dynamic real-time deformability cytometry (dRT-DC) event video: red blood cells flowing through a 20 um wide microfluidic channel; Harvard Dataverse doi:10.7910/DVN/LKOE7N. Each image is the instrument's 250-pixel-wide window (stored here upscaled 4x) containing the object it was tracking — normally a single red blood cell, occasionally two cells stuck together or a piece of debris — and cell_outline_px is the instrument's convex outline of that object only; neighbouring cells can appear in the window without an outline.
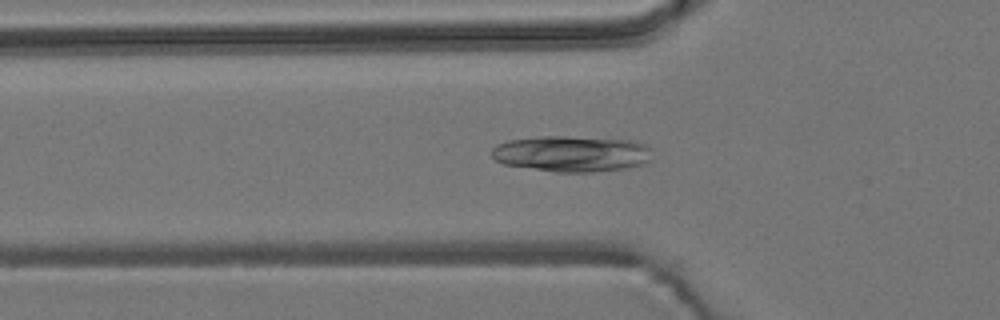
{"species": "common noctule bat (a hibernating species)", "species_latin": "Nyctalus noctula", "temperature_condition": "room temperature", "stored_images_in_passage": 37, "camera_frame_rate_fps": 3000, "um_per_image_px": 0.085, "animal": {"sex": "male", "body_mass_g": 19.2, "forearm_length_mm": 51.8}, "frame": {"image": 1, "passage_image": 2, "time_ms": 0.333, "image_size_px": [1000, 320], "cell_outline_px": [[652, 160], [644, 164], [624, 168], [592, 172], [556, 172], [504, 164], [496, 160], [492, 156], [492, 148], [496, 144], [508, 140], [536, 136], [568, 136], [636, 140], [648, 144], [652, 148]], "centroid_in_image_um": [48.65, 13.05], "position_along_channel_um": 77.1, "area_um2": 34.22}}
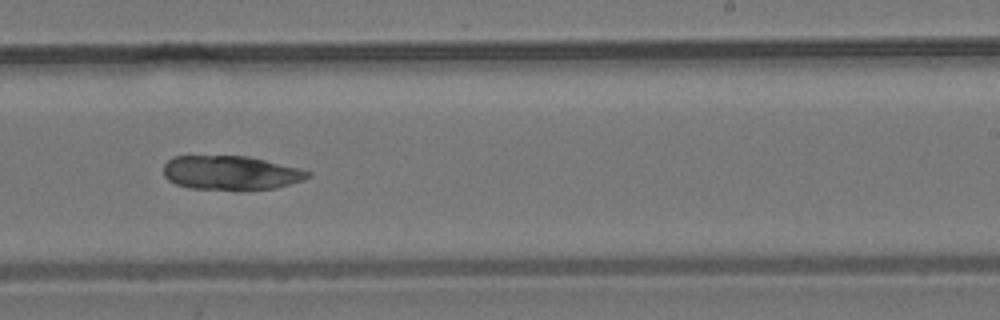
{"frame": {"image": 2, "passage_image": 17, "time_ms": 5.333, "image_size_px": [1000, 320], "cell_outline_px": [[312, 176], [304, 180], [276, 188], [188, 188], [176, 184], [168, 180], [164, 176], [164, 164], [172, 156], [248, 156], [300, 168], [312, 172]], "centroid_in_image_um": [19.63, 14.66], "position_along_channel_um": 269.4, "area_um2": 28.32}}
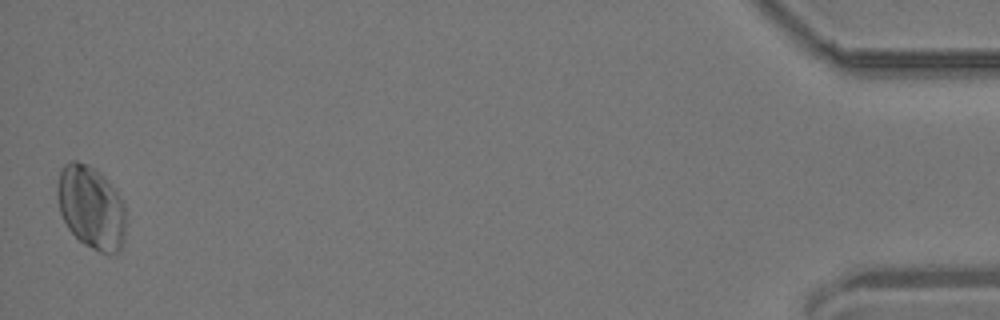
{"frame": {"image": 3, "passage_image": 37, "time_ms": 12.0, "image_size_px": [1000, 320], "cell_outline_px": [[124, 236], [120, 248], [116, 252], [100, 252], [84, 244], [68, 228], [60, 212], [56, 192], [56, 188], [60, 172], [64, 164], [72, 160], [76, 160], [88, 164], [100, 172], [104, 176], [124, 200]], "centroid_in_image_um": [7.73, 17.58], "position_along_channel_um": 427.5, "area_um2": 33.0}}